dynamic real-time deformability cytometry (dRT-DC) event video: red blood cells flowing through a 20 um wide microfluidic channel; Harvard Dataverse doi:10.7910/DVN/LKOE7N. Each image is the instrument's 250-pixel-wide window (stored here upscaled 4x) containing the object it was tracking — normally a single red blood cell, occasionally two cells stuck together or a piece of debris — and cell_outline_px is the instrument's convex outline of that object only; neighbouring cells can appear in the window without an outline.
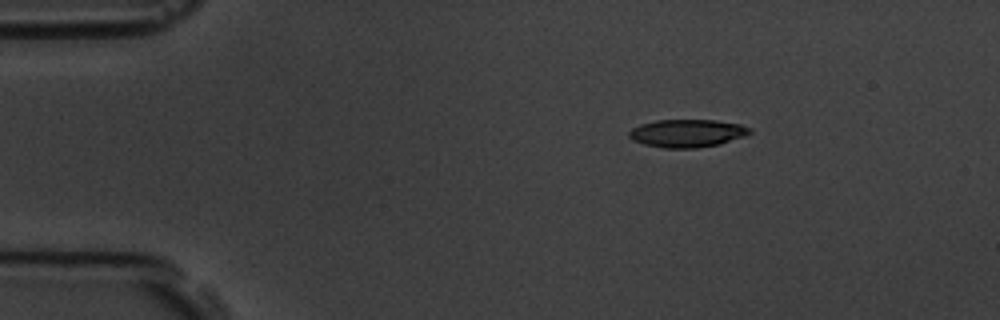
{"species": "common noctule bat (a hibernating species)", "species_latin": "Nyctalus noctula", "temperature_condition": "room temperature", "stored_images_in_passage": 3, "camera_frame_rate_fps": 3000, "um_per_image_px": 0.085, "animal": {"sex": "male", "body_mass_g": 19.5, "forearm_length_mm": 54.6}, "frame": {"image": 1, "passage_image": 1, "time_ms": 0.0, "image_size_px": [1000, 320], "cell_outline_px": [[752, 132], [744, 136], [720, 144], [696, 148], [664, 148], [644, 144], [632, 140], [628, 136], [628, 132], [632, 128], [640, 124], [656, 120], [716, 120], [740, 124], [752, 128]], "centroid_in_image_um": [58.4, 11.32], "position_along_channel_um": 26.6, "area_um2": 19.71}}